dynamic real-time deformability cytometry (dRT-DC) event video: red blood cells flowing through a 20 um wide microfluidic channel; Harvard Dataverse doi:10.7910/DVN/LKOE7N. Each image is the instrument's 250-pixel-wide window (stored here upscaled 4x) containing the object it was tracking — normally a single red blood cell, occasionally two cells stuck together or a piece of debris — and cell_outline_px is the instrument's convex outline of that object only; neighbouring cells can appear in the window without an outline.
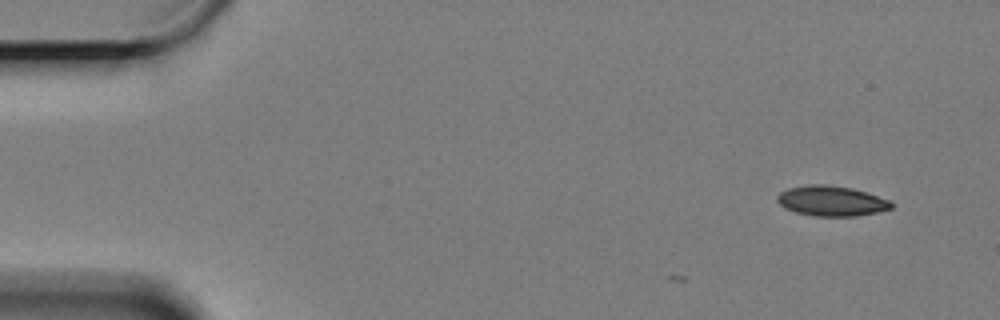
{"species": "Egyptian fruit bat (a non-hibernating species)", "species_latin": "Rousettus aegyptiacus", "temperature_condition": "cold", "stored_images_in_passage": 5, "camera_frame_rate_fps": 3000, "um_per_image_px": 0.085, "animal": {"sex": "female"}, "frame": {"image": 1, "passage_image": 5, "time_ms": 1.333, "image_size_px": [1000, 320], "cell_outline_px": [[892, 208], [876, 212], [856, 216], [816, 216], [796, 212], [784, 208], [776, 200], [776, 196], [780, 192], [788, 188], [812, 184], [824, 184], [852, 188], [892, 200]], "centroid_in_image_um": [70.66, 17.08], "position_along_channel_um": 14.3, "area_um2": 20.06}}